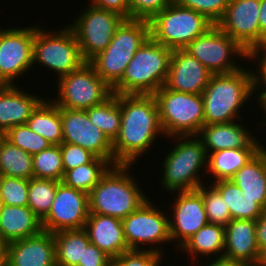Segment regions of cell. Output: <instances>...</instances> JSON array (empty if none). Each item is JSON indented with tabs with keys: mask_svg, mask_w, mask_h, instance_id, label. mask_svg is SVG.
<instances>
[{
	"mask_svg": "<svg viewBox=\"0 0 266 266\" xmlns=\"http://www.w3.org/2000/svg\"><path fill=\"white\" fill-rule=\"evenodd\" d=\"M119 104L121 125L113 141L115 165H137L140 158L150 155L149 151L157 147L158 137H166L158 105L154 95L140 94H119Z\"/></svg>",
	"mask_w": 266,
	"mask_h": 266,
	"instance_id": "cell-1",
	"label": "cell"
},
{
	"mask_svg": "<svg viewBox=\"0 0 266 266\" xmlns=\"http://www.w3.org/2000/svg\"><path fill=\"white\" fill-rule=\"evenodd\" d=\"M246 66L234 72L211 75L201 94L205 125L230 123L243 118L245 121L240 113H245L247 103L255 100L253 67L249 65L248 69Z\"/></svg>",
	"mask_w": 266,
	"mask_h": 266,
	"instance_id": "cell-2",
	"label": "cell"
},
{
	"mask_svg": "<svg viewBox=\"0 0 266 266\" xmlns=\"http://www.w3.org/2000/svg\"><path fill=\"white\" fill-rule=\"evenodd\" d=\"M164 140L174 143L161 158L159 189L169 194L196 190L206 183L208 154L202 141L197 136H174Z\"/></svg>",
	"mask_w": 266,
	"mask_h": 266,
	"instance_id": "cell-3",
	"label": "cell"
},
{
	"mask_svg": "<svg viewBox=\"0 0 266 266\" xmlns=\"http://www.w3.org/2000/svg\"><path fill=\"white\" fill-rule=\"evenodd\" d=\"M133 167L117 164L109 168L89 193V213L123 220L150 198L149 191L144 192L138 180H135Z\"/></svg>",
	"mask_w": 266,
	"mask_h": 266,
	"instance_id": "cell-4",
	"label": "cell"
},
{
	"mask_svg": "<svg viewBox=\"0 0 266 266\" xmlns=\"http://www.w3.org/2000/svg\"><path fill=\"white\" fill-rule=\"evenodd\" d=\"M172 52L149 37L111 88L112 93L154 95L165 84Z\"/></svg>",
	"mask_w": 266,
	"mask_h": 266,
	"instance_id": "cell-5",
	"label": "cell"
},
{
	"mask_svg": "<svg viewBox=\"0 0 266 266\" xmlns=\"http://www.w3.org/2000/svg\"><path fill=\"white\" fill-rule=\"evenodd\" d=\"M149 37V21L125 19L106 49L93 57L89 63L112 88L122 78L136 51Z\"/></svg>",
	"mask_w": 266,
	"mask_h": 266,
	"instance_id": "cell-6",
	"label": "cell"
},
{
	"mask_svg": "<svg viewBox=\"0 0 266 266\" xmlns=\"http://www.w3.org/2000/svg\"><path fill=\"white\" fill-rule=\"evenodd\" d=\"M44 28L41 24H36L32 53L33 69L45 67L44 69L49 71L46 73L57 76L55 81L80 68L86 61L73 31L67 26V23L63 28L55 30L49 29V26L48 29Z\"/></svg>",
	"mask_w": 266,
	"mask_h": 266,
	"instance_id": "cell-7",
	"label": "cell"
},
{
	"mask_svg": "<svg viewBox=\"0 0 266 266\" xmlns=\"http://www.w3.org/2000/svg\"><path fill=\"white\" fill-rule=\"evenodd\" d=\"M150 37L171 50L184 49L215 24L205 15L172 2L150 21Z\"/></svg>",
	"mask_w": 266,
	"mask_h": 266,
	"instance_id": "cell-8",
	"label": "cell"
},
{
	"mask_svg": "<svg viewBox=\"0 0 266 266\" xmlns=\"http://www.w3.org/2000/svg\"><path fill=\"white\" fill-rule=\"evenodd\" d=\"M154 97L166 138L197 136L201 127L205 125L201 94L176 92L162 86Z\"/></svg>",
	"mask_w": 266,
	"mask_h": 266,
	"instance_id": "cell-9",
	"label": "cell"
},
{
	"mask_svg": "<svg viewBox=\"0 0 266 266\" xmlns=\"http://www.w3.org/2000/svg\"><path fill=\"white\" fill-rule=\"evenodd\" d=\"M154 200L155 197L147 199L122 220L124 236L130 250H149L167 255L165 244L173 246L169 232V211L165 212V207Z\"/></svg>",
	"mask_w": 266,
	"mask_h": 266,
	"instance_id": "cell-10",
	"label": "cell"
},
{
	"mask_svg": "<svg viewBox=\"0 0 266 266\" xmlns=\"http://www.w3.org/2000/svg\"><path fill=\"white\" fill-rule=\"evenodd\" d=\"M56 97L50 98L58 107L86 110L106 100L111 87L95 72L94 67L85 62L80 68L56 79Z\"/></svg>",
	"mask_w": 266,
	"mask_h": 266,
	"instance_id": "cell-11",
	"label": "cell"
},
{
	"mask_svg": "<svg viewBox=\"0 0 266 266\" xmlns=\"http://www.w3.org/2000/svg\"><path fill=\"white\" fill-rule=\"evenodd\" d=\"M184 50L212 74L234 72L243 68L246 62L250 64L249 53L216 25L194 39Z\"/></svg>",
	"mask_w": 266,
	"mask_h": 266,
	"instance_id": "cell-12",
	"label": "cell"
},
{
	"mask_svg": "<svg viewBox=\"0 0 266 266\" xmlns=\"http://www.w3.org/2000/svg\"><path fill=\"white\" fill-rule=\"evenodd\" d=\"M80 9L67 26L73 31L82 56L89 62L110 44L117 28L125 20L118 13L97 8L91 4Z\"/></svg>",
	"mask_w": 266,
	"mask_h": 266,
	"instance_id": "cell-13",
	"label": "cell"
},
{
	"mask_svg": "<svg viewBox=\"0 0 266 266\" xmlns=\"http://www.w3.org/2000/svg\"><path fill=\"white\" fill-rule=\"evenodd\" d=\"M1 24V23H0ZM36 24L3 27L0 25V81L17 85V79L33 70V42Z\"/></svg>",
	"mask_w": 266,
	"mask_h": 266,
	"instance_id": "cell-14",
	"label": "cell"
},
{
	"mask_svg": "<svg viewBox=\"0 0 266 266\" xmlns=\"http://www.w3.org/2000/svg\"><path fill=\"white\" fill-rule=\"evenodd\" d=\"M169 195L171 200L167 202L168 207H166L168 211L170 210L169 232L173 248L176 246L177 251L209 221L203 196L197 189Z\"/></svg>",
	"mask_w": 266,
	"mask_h": 266,
	"instance_id": "cell-15",
	"label": "cell"
},
{
	"mask_svg": "<svg viewBox=\"0 0 266 266\" xmlns=\"http://www.w3.org/2000/svg\"><path fill=\"white\" fill-rule=\"evenodd\" d=\"M260 0H231L216 26L249 54L260 49Z\"/></svg>",
	"mask_w": 266,
	"mask_h": 266,
	"instance_id": "cell-16",
	"label": "cell"
},
{
	"mask_svg": "<svg viewBox=\"0 0 266 266\" xmlns=\"http://www.w3.org/2000/svg\"><path fill=\"white\" fill-rule=\"evenodd\" d=\"M89 216V194L60 182L42 229L51 233L82 229Z\"/></svg>",
	"mask_w": 266,
	"mask_h": 266,
	"instance_id": "cell-17",
	"label": "cell"
},
{
	"mask_svg": "<svg viewBox=\"0 0 266 266\" xmlns=\"http://www.w3.org/2000/svg\"><path fill=\"white\" fill-rule=\"evenodd\" d=\"M61 121L63 142L79 145L115 165L113 142L90 121L86 110L61 108Z\"/></svg>",
	"mask_w": 266,
	"mask_h": 266,
	"instance_id": "cell-18",
	"label": "cell"
},
{
	"mask_svg": "<svg viewBox=\"0 0 266 266\" xmlns=\"http://www.w3.org/2000/svg\"><path fill=\"white\" fill-rule=\"evenodd\" d=\"M261 119L259 118V122L255 121L257 124L254 126L257 128L254 126L249 128L242 119L230 123L203 125L197 137L202 141L208 155L225 149L263 148L266 142L261 141L262 137L257 138L261 136L257 134L263 133Z\"/></svg>",
	"mask_w": 266,
	"mask_h": 266,
	"instance_id": "cell-19",
	"label": "cell"
},
{
	"mask_svg": "<svg viewBox=\"0 0 266 266\" xmlns=\"http://www.w3.org/2000/svg\"><path fill=\"white\" fill-rule=\"evenodd\" d=\"M212 73L184 49L173 50L164 87L176 92L202 94Z\"/></svg>",
	"mask_w": 266,
	"mask_h": 266,
	"instance_id": "cell-20",
	"label": "cell"
},
{
	"mask_svg": "<svg viewBox=\"0 0 266 266\" xmlns=\"http://www.w3.org/2000/svg\"><path fill=\"white\" fill-rule=\"evenodd\" d=\"M6 266H57L53 233L39 234L7 244Z\"/></svg>",
	"mask_w": 266,
	"mask_h": 266,
	"instance_id": "cell-21",
	"label": "cell"
},
{
	"mask_svg": "<svg viewBox=\"0 0 266 266\" xmlns=\"http://www.w3.org/2000/svg\"><path fill=\"white\" fill-rule=\"evenodd\" d=\"M261 254L256 242L255 220L232 219L225 226L223 257L244 266H258Z\"/></svg>",
	"mask_w": 266,
	"mask_h": 266,
	"instance_id": "cell-22",
	"label": "cell"
},
{
	"mask_svg": "<svg viewBox=\"0 0 266 266\" xmlns=\"http://www.w3.org/2000/svg\"><path fill=\"white\" fill-rule=\"evenodd\" d=\"M21 89L17 85H3L0 88V135L17 125L26 124L30 115L45 99L35 91ZM37 94V95H36Z\"/></svg>",
	"mask_w": 266,
	"mask_h": 266,
	"instance_id": "cell-23",
	"label": "cell"
},
{
	"mask_svg": "<svg viewBox=\"0 0 266 266\" xmlns=\"http://www.w3.org/2000/svg\"><path fill=\"white\" fill-rule=\"evenodd\" d=\"M84 229L89 236L90 243L112 259L130 250L124 236L121 219L89 213Z\"/></svg>",
	"mask_w": 266,
	"mask_h": 266,
	"instance_id": "cell-24",
	"label": "cell"
},
{
	"mask_svg": "<svg viewBox=\"0 0 266 266\" xmlns=\"http://www.w3.org/2000/svg\"><path fill=\"white\" fill-rule=\"evenodd\" d=\"M230 180L242 190V195L255 200L265 210L266 146L261 148Z\"/></svg>",
	"mask_w": 266,
	"mask_h": 266,
	"instance_id": "cell-25",
	"label": "cell"
},
{
	"mask_svg": "<svg viewBox=\"0 0 266 266\" xmlns=\"http://www.w3.org/2000/svg\"><path fill=\"white\" fill-rule=\"evenodd\" d=\"M41 220L28 206L4 205L0 213V236L8 244L39 234Z\"/></svg>",
	"mask_w": 266,
	"mask_h": 266,
	"instance_id": "cell-26",
	"label": "cell"
},
{
	"mask_svg": "<svg viewBox=\"0 0 266 266\" xmlns=\"http://www.w3.org/2000/svg\"><path fill=\"white\" fill-rule=\"evenodd\" d=\"M224 246L225 227L208 223L195 233L178 251L185 252L183 255H190L188 259L195 263L197 260L201 261L200 259L203 260L204 258L223 257Z\"/></svg>",
	"mask_w": 266,
	"mask_h": 266,
	"instance_id": "cell-27",
	"label": "cell"
},
{
	"mask_svg": "<svg viewBox=\"0 0 266 266\" xmlns=\"http://www.w3.org/2000/svg\"><path fill=\"white\" fill-rule=\"evenodd\" d=\"M260 149L236 148L210 153L208 155L206 183L230 180Z\"/></svg>",
	"mask_w": 266,
	"mask_h": 266,
	"instance_id": "cell-28",
	"label": "cell"
},
{
	"mask_svg": "<svg viewBox=\"0 0 266 266\" xmlns=\"http://www.w3.org/2000/svg\"><path fill=\"white\" fill-rule=\"evenodd\" d=\"M37 106L27 120V126L37 134L44 137L52 145L63 142L61 108L49 96Z\"/></svg>",
	"mask_w": 266,
	"mask_h": 266,
	"instance_id": "cell-29",
	"label": "cell"
},
{
	"mask_svg": "<svg viewBox=\"0 0 266 266\" xmlns=\"http://www.w3.org/2000/svg\"><path fill=\"white\" fill-rule=\"evenodd\" d=\"M57 266L83 264L84 249L90 243L84 228L61 230L53 233Z\"/></svg>",
	"mask_w": 266,
	"mask_h": 266,
	"instance_id": "cell-30",
	"label": "cell"
},
{
	"mask_svg": "<svg viewBox=\"0 0 266 266\" xmlns=\"http://www.w3.org/2000/svg\"><path fill=\"white\" fill-rule=\"evenodd\" d=\"M228 206L231 219L257 220L264 209L253 199L242 195V190L231 180L210 183Z\"/></svg>",
	"mask_w": 266,
	"mask_h": 266,
	"instance_id": "cell-31",
	"label": "cell"
},
{
	"mask_svg": "<svg viewBox=\"0 0 266 266\" xmlns=\"http://www.w3.org/2000/svg\"><path fill=\"white\" fill-rule=\"evenodd\" d=\"M33 155L0 136V172L3 176L30 180L33 174Z\"/></svg>",
	"mask_w": 266,
	"mask_h": 266,
	"instance_id": "cell-32",
	"label": "cell"
},
{
	"mask_svg": "<svg viewBox=\"0 0 266 266\" xmlns=\"http://www.w3.org/2000/svg\"><path fill=\"white\" fill-rule=\"evenodd\" d=\"M90 121L113 142L119 135L121 108L119 94L112 93L102 103L86 109Z\"/></svg>",
	"mask_w": 266,
	"mask_h": 266,
	"instance_id": "cell-33",
	"label": "cell"
},
{
	"mask_svg": "<svg viewBox=\"0 0 266 266\" xmlns=\"http://www.w3.org/2000/svg\"><path fill=\"white\" fill-rule=\"evenodd\" d=\"M111 166L108 160L95 157L88 164L67 170L61 182L89 194Z\"/></svg>",
	"mask_w": 266,
	"mask_h": 266,
	"instance_id": "cell-34",
	"label": "cell"
},
{
	"mask_svg": "<svg viewBox=\"0 0 266 266\" xmlns=\"http://www.w3.org/2000/svg\"><path fill=\"white\" fill-rule=\"evenodd\" d=\"M53 179L31 178L29 180L27 206L42 221L49 213L58 184Z\"/></svg>",
	"mask_w": 266,
	"mask_h": 266,
	"instance_id": "cell-35",
	"label": "cell"
},
{
	"mask_svg": "<svg viewBox=\"0 0 266 266\" xmlns=\"http://www.w3.org/2000/svg\"><path fill=\"white\" fill-rule=\"evenodd\" d=\"M34 178L53 179L59 182L64 177V166L60 145H50L45 150L33 155Z\"/></svg>",
	"mask_w": 266,
	"mask_h": 266,
	"instance_id": "cell-36",
	"label": "cell"
},
{
	"mask_svg": "<svg viewBox=\"0 0 266 266\" xmlns=\"http://www.w3.org/2000/svg\"><path fill=\"white\" fill-rule=\"evenodd\" d=\"M2 136L13 145L31 155L40 153L52 145L44 137L32 131L27 124H21L12 127L8 129Z\"/></svg>",
	"mask_w": 266,
	"mask_h": 266,
	"instance_id": "cell-37",
	"label": "cell"
},
{
	"mask_svg": "<svg viewBox=\"0 0 266 266\" xmlns=\"http://www.w3.org/2000/svg\"><path fill=\"white\" fill-rule=\"evenodd\" d=\"M197 190L203 196L209 223L225 227L232 219L221 194L210 183L202 184Z\"/></svg>",
	"mask_w": 266,
	"mask_h": 266,
	"instance_id": "cell-38",
	"label": "cell"
},
{
	"mask_svg": "<svg viewBox=\"0 0 266 266\" xmlns=\"http://www.w3.org/2000/svg\"><path fill=\"white\" fill-rule=\"evenodd\" d=\"M29 180L3 176L0 198L5 205L27 206Z\"/></svg>",
	"mask_w": 266,
	"mask_h": 266,
	"instance_id": "cell-39",
	"label": "cell"
},
{
	"mask_svg": "<svg viewBox=\"0 0 266 266\" xmlns=\"http://www.w3.org/2000/svg\"><path fill=\"white\" fill-rule=\"evenodd\" d=\"M248 61L251 63L252 67L256 64V69L255 66L253 67L255 90L254 95L256 97L254 101L256 102H254L253 104L257 103L256 105L258 108H260V113H257V110H255L254 112L257 115L261 114L260 116L263 117L266 114V59L258 51H256L249 54Z\"/></svg>",
	"mask_w": 266,
	"mask_h": 266,
	"instance_id": "cell-40",
	"label": "cell"
},
{
	"mask_svg": "<svg viewBox=\"0 0 266 266\" xmlns=\"http://www.w3.org/2000/svg\"><path fill=\"white\" fill-rule=\"evenodd\" d=\"M166 256L169 258L149 250H128L113 259V266H165Z\"/></svg>",
	"mask_w": 266,
	"mask_h": 266,
	"instance_id": "cell-41",
	"label": "cell"
},
{
	"mask_svg": "<svg viewBox=\"0 0 266 266\" xmlns=\"http://www.w3.org/2000/svg\"><path fill=\"white\" fill-rule=\"evenodd\" d=\"M231 0H173L182 7L190 8L205 15L212 23H216L223 17Z\"/></svg>",
	"mask_w": 266,
	"mask_h": 266,
	"instance_id": "cell-42",
	"label": "cell"
},
{
	"mask_svg": "<svg viewBox=\"0 0 266 266\" xmlns=\"http://www.w3.org/2000/svg\"><path fill=\"white\" fill-rule=\"evenodd\" d=\"M172 2L173 0H128L129 19L150 21Z\"/></svg>",
	"mask_w": 266,
	"mask_h": 266,
	"instance_id": "cell-43",
	"label": "cell"
},
{
	"mask_svg": "<svg viewBox=\"0 0 266 266\" xmlns=\"http://www.w3.org/2000/svg\"><path fill=\"white\" fill-rule=\"evenodd\" d=\"M64 171L90 163L96 156L79 145L62 142L60 144Z\"/></svg>",
	"mask_w": 266,
	"mask_h": 266,
	"instance_id": "cell-44",
	"label": "cell"
},
{
	"mask_svg": "<svg viewBox=\"0 0 266 266\" xmlns=\"http://www.w3.org/2000/svg\"><path fill=\"white\" fill-rule=\"evenodd\" d=\"M78 266H113V259L94 244L89 243L84 249L83 264Z\"/></svg>",
	"mask_w": 266,
	"mask_h": 266,
	"instance_id": "cell-45",
	"label": "cell"
},
{
	"mask_svg": "<svg viewBox=\"0 0 266 266\" xmlns=\"http://www.w3.org/2000/svg\"><path fill=\"white\" fill-rule=\"evenodd\" d=\"M87 1L92 6L118 13L125 19H129L128 0H87Z\"/></svg>",
	"mask_w": 266,
	"mask_h": 266,
	"instance_id": "cell-46",
	"label": "cell"
},
{
	"mask_svg": "<svg viewBox=\"0 0 266 266\" xmlns=\"http://www.w3.org/2000/svg\"><path fill=\"white\" fill-rule=\"evenodd\" d=\"M256 242L261 253L266 250V209L256 220Z\"/></svg>",
	"mask_w": 266,
	"mask_h": 266,
	"instance_id": "cell-47",
	"label": "cell"
},
{
	"mask_svg": "<svg viewBox=\"0 0 266 266\" xmlns=\"http://www.w3.org/2000/svg\"><path fill=\"white\" fill-rule=\"evenodd\" d=\"M205 261V263L203 262ZM207 261V262H206ZM203 262V264H202ZM196 263V264H195ZM195 263L190 264L191 266L197 265V266H244L242 263L237 262L235 260L227 259L225 257H220V258H209L202 260L200 263L199 261H196ZM199 264V265H198ZM188 266V265H187Z\"/></svg>",
	"mask_w": 266,
	"mask_h": 266,
	"instance_id": "cell-48",
	"label": "cell"
},
{
	"mask_svg": "<svg viewBox=\"0 0 266 266\" xmlns=\"http://www.w3.org/2000/svg\"><path fill=\"white\" fill-rule=\"evenodd\" d=\"M259 25L261 48L266 40V0H260Z\"/></svg>",
	"mask_w": 266,
	"mask_h": 266,
	"instance_id": "cell-49",
	"label": "cell"
},
{
	"mask_svg": "<svg viewBox=\"0 0 266 266\" xmlns=\"http://www.w3.org/2000/svg\"><path fill=\"white\" fill-rule=\"evenodd\" d=\"M7 243L0 236V266H6Z\"/></svg>",
	"mask_w": 266,
	"mask_h": 266,
	"instance_id": "cell-50",
	"label": "cell"
},
{
	"mask_svg": "<svg viewBox=\"0 0 266 266\" xmlns=\"http://www.w3.org/2000/svg\"><path fill=\"white\" fill-rule=\"evenodd\" d=\"M258 266H266V250L262 252L260 263Z\"/></svg>",
	"mask_w": 266,
	"mask_h": 266,
	"instance_id": "cell-51",
	"label": "cell"
},
{
	"mask_svg": "<svg viewBox=\"0 0 266 266\" xmlns=\"http://www.w3.org/2000/svg\"><path fill=\"white\" fill-rule=\"evenodd\" d=\"M258 52L266 59V40L263 46L258 50Z\"/></svg>",
	"mask_w": 266,
	"mask_h": 266,
	"instance_id": "cell-52",
	"label": "cell"
},
{
	"mask_svg": "<svg viewBox=\"0 0 266 266\" xmlns=\"http://www.w3.org/2000/svg\"><path fill=\"white\" fill-rule=\"evenodd\" d=\"M262 130L263 132L266 131V114L263 116V119H262ZM262 135L266 136V133L265 134L263 133Z\"/></svg>",
	"mask_w": 266,
	"mask_h": 266,
	"instance_id": "cell-53",
	"label": "cell"
},
{
	"mask_svg": "<svg viewBox=\"0 0 266 266\" xmlns=\"http://www.w3.org/2000/svg\"><path fill=\"white\" fill-rule=\"evenodd\" d=\"M4 205L5 204H4L3 200L0 198V213L3 210Z\"/></svg>",
	"mask_w": 266,
	"mask_h": 266,
	"instance_id": "cell-54",
	"label": "cell"
},
{
	"mask_svg": "<svg viewBox=\"0 0 266 266\" xmlns=\"http://www.w3.org/2000/svg\"><path fill=\"white\" fill-rule=\"evenodd\" d=\"M2 181H3V174L0 172V190H1Z\"/></svg>",
	"mask_w": 266,
	"mask_h": 266,
	"instance_id": "cell-55",
	"label": "cell"
}]
</instances>
